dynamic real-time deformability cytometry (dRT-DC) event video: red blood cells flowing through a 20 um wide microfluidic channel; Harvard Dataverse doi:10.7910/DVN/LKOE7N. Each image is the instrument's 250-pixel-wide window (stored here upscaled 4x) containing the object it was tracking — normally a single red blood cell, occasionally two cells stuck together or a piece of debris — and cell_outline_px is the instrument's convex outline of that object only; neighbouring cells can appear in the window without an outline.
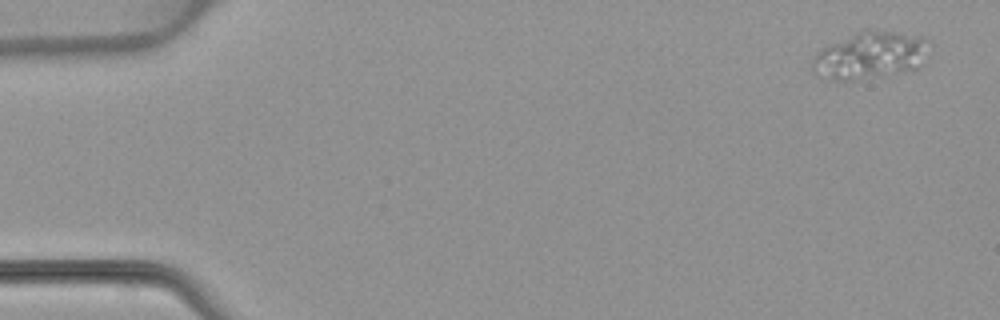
{"species": "common noctule bat (a hibernating species)", "species_latin": "Nyctalus noctula", "temperature_condition": "warm", "stored_images_in_passage": 4, "camera_frame_rate_fps": 3000, "um_per_image_px": 0.085, "animal": {"sex": "female", "body_mass_g": 22.7, "forearm_length_mm": 54.2}, "frame": {"image": 1, "passage_image": 1, "time_ms": 0.0, "image_size_px": [1000, 320], "cell_outline_px": [[932, 44], [920, 68], [916, 72], [860, 80], [832, 80], [816, 76], [812, 72], [812, 60], [816, 52], [820, 48], [856, 32], [868, 28], [924, 36]], "centroid_in_image_um": [74.02, 4.73], "position_along_channel_um": 11.0, "area_um2": 33.64}}
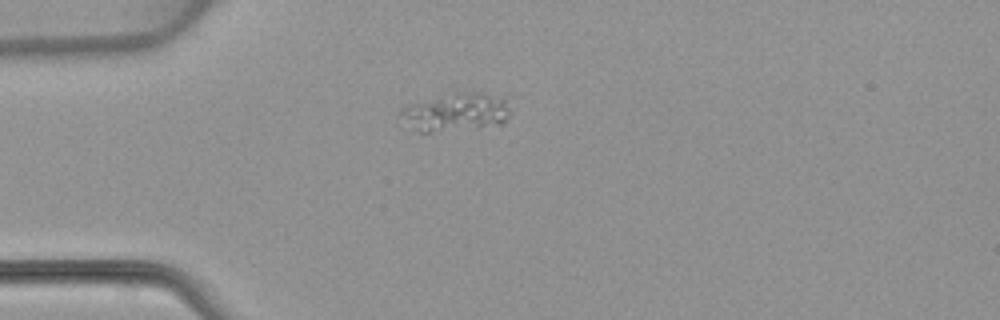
{"frame": {"image": 2, "passage_image": 4, "time_ms": 3.667, "image_size_px": [1000, 320], "cell_outline_px": [[512, 112], [504, 124], [476, 128], [436, 132], [420, 132], [400, 128], [396, 124], [400, 112], [404, 108], [412, 104], [440, 96], [456, 92], [480, 92], [504, 96]], "centroid_in_image_um": [38.7, 9.58], "position_along_channel_um": 46.3, "area_um2": 25.49}}